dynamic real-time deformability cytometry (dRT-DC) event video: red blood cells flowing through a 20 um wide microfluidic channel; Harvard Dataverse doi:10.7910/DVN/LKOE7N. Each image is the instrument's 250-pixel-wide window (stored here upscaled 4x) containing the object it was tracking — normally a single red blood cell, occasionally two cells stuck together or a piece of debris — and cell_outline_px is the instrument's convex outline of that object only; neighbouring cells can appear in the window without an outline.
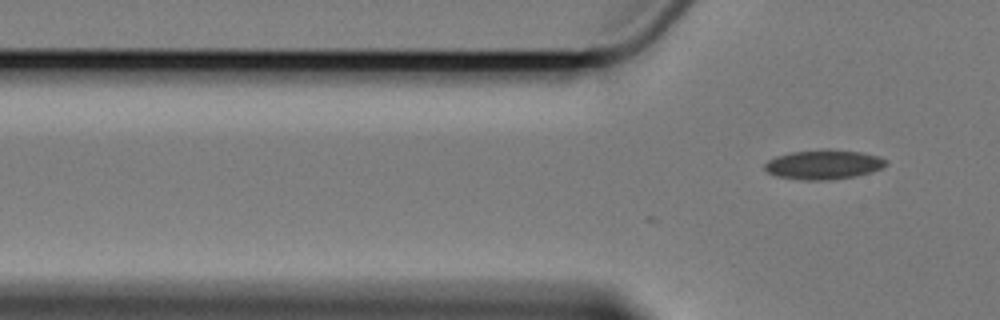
{"species": "Egyptian fruit bat (a non-hibernating species)", "species_latin": "Rousettus aegyptiacus", "temperature_condition": "cold", "stored_images_in_passage": 6, "segment_of_instrument_passage": [2, 2], "camera_frame_rate_fps": 3000, "um_per_image_px": 0.085, "animal": {"sex": "female"}, "frame": {"image": 1, "passage_image": 6, "time_ms": 6.667, "image_size_px": [1000, 320], "cell_outline_px": [[888, 164], [884, 168], [872, 172], [856, 176], [828, 180], [800, 180], [776, 176], [768, 172], [764, 168], [764, 164], [768, 160], [776, 156], [792, 152], [860, 152], [880, 156], [888, 160]], "centroid_in_image_um": [70.04, 14.04], "position_along_channel_um": 55.8, "area_um2": 20.23}}